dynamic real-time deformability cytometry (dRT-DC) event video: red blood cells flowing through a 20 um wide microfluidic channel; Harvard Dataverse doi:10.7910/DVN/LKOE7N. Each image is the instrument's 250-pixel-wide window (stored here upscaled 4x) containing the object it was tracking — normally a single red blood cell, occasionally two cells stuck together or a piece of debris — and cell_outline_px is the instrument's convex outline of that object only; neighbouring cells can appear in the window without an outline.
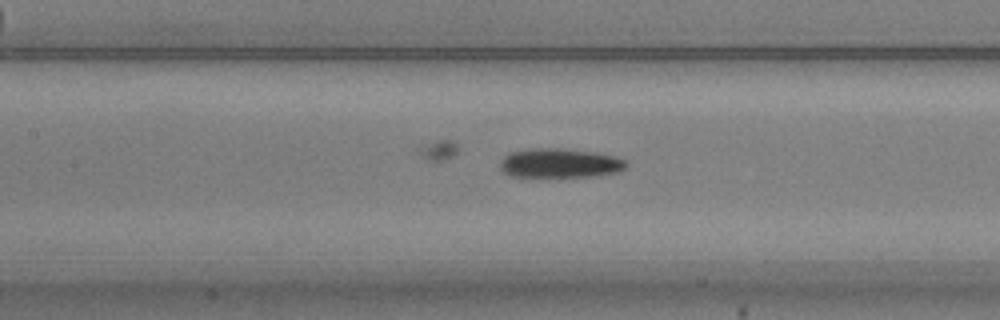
{"species": "common noctule bat (a hibernating species)", "species_latin": "Nyctalus noctula", "temperature_condition": "warm", "stored_images_in_passage": 52, "camera_frame_rate_fps": 3000, "um_per_image_px": 0.085, "animal": {"sex": "male", "body_mass_g": 20.5, "forearm_length_mm": 52.5}, "frame": {"image": 1, "passage_image": 23, "time_ms": 7.333, "image_size_px": [1000, 320], "cell_outline_px": [[628, 164], [620, 172], [588, 176], [512, 176], [504, 172], [500, 168], [500, 160], [508, 152], [528, 148], [560, 148], [596, 152], [612, 156], [624, 160]], "centroid_in_image_um": [47.54, 13.85], "position_along_channel_um": 159.9, "area_um2": 21.44}}
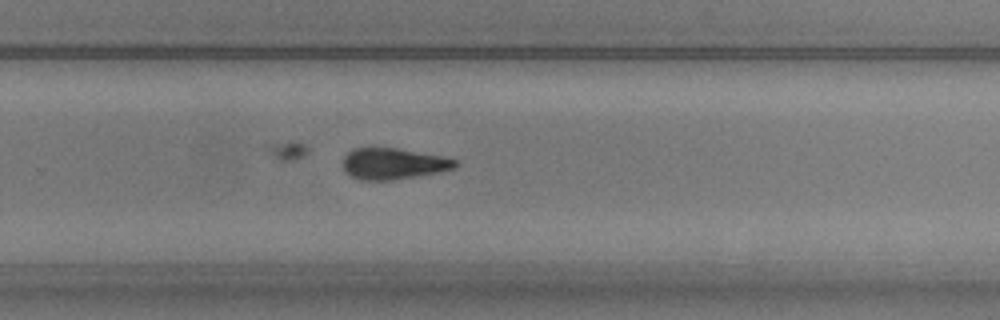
{"frame": {"image": 2, "passage_image": 34, "time_ms": 11.0, "image_size_px": [1000, 320], "cell_outline_px": [[460, 164], [456, 168], [436, 172], [392, 180], [364, 180], [352, 176], [344, 172], [344, 156], [352, 148], [396, 148], [444, 156], [456, 160]], "centroid_in_image_um": [33.45, 13.9], "position_along_channel_um": 296.4, "area_um2": 20.29}}
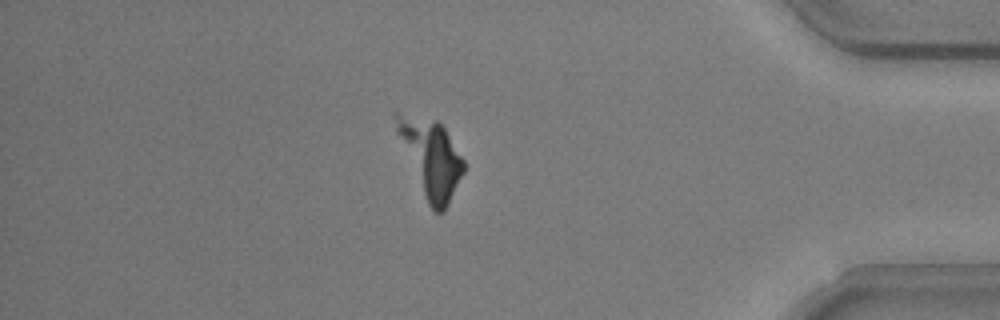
{"frame": {"image": 3, "passage_image": 45, "time_ms": 14.667, "image_size_px": [1000, 320], "cell_outline_px": [[464, 172], [444, 212], [436, 212], [428, 204], [396, 132], [392, 116], [392, 112], [396, 112], [436, 120], [444, 128], [464, 160]], "centroid_in_image_um": [36.6, 13.4], "position_along_channel_um": 398.6, "area_um2": 29.71}, "authors_computed_cell_mechanics": {"area_um2": 21.2704, "velocity_mm_per_s": 3.7475, "shape_relaxation_time_tau1_ms": 3.3218, "shape_relaxation_time_tau2_ms": 6.8429, "deformation_change_tau1": 0.1473, "deformation_change_tau2": 0.1922}}